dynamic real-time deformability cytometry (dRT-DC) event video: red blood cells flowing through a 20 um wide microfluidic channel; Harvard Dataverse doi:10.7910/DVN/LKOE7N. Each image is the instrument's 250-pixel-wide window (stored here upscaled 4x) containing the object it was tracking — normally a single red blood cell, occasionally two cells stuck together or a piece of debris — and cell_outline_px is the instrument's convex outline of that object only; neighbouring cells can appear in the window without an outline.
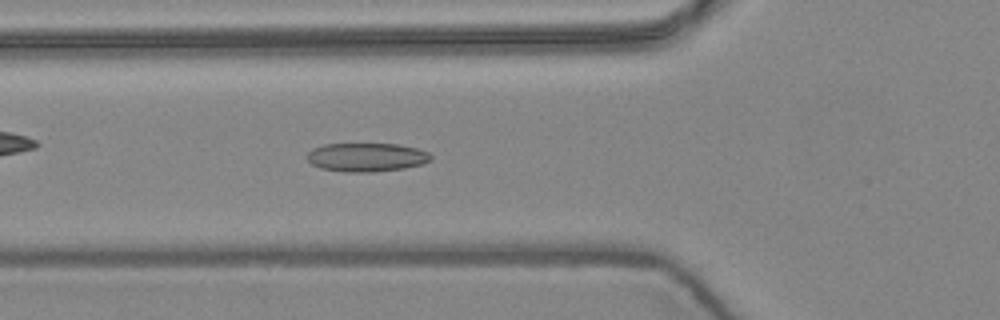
{"species": "common noctule bat (a hibernating species)", "species_latin": "Nyctalus noctula", "temperature_condition": "warm", "stored_images_in_passage": 6, "camera_frame_rate_fps": 3000, "um_per_image_px": 0.085, "animal": {"sex": "female", "body_mass_g": 24.6, "forearm_length_mm": 56.2}, "frame": {"image": 1, "passage_image": 6, "time_ms": 1.667, "image_size_px": [1000, 320], "cell_outline_px": [[432, 160], [424, 164], [404, 168], [372, 172], [344, 172], [320, 168], [312, 164], [304, 156], [312, 148], [324, 144], [400, 144], [416, 148], [428, 152], [432, 156]], "centroid_in_image_um": [31.15, 13.36], "position_along_channel_um": 94.7, "area_um2": 20.92}}